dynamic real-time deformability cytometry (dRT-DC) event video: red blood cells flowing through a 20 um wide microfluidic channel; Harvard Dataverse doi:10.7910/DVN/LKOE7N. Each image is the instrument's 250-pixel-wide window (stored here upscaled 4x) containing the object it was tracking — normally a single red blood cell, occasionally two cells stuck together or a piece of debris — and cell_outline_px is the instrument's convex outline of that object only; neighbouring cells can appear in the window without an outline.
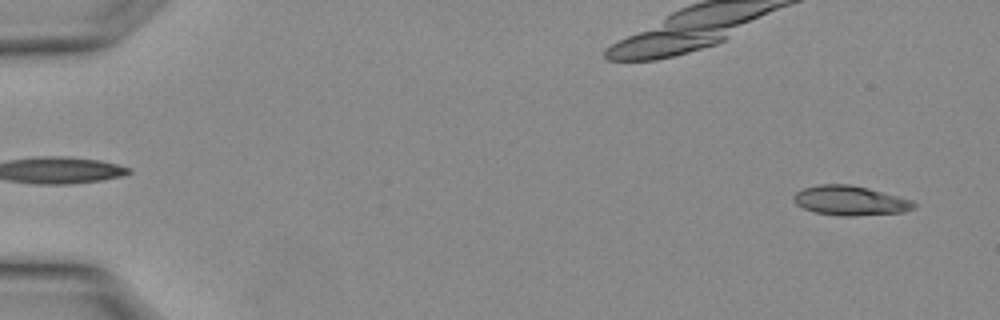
{"species": "Egyptian fruit bat (a non-hibernating species)", "species_latin": "Rousettus aegyptiacus", "temperature_condition": "warm", "stored_images_in_passage": 15, "camera_frame_rate_fps": 3000, "um_per_image_px": 0.085, "animal": {"sex": "female"}, "frame": {"image": 1, "passage_image": 1, "time_ms": 0.0, "image_size_px": [1000, 320], "cell_outline_px": [[916, 208], [904, 212], [856, 216], [840, 216], [816, 212], [804, 208], [796, 204], [792, 200], [792, 196], [796, 192], [804, 188], [820, 184], [848, 184], [912, 200], [916, 204]], "centroid_in_image_um": [72.24, 17.06], "position_along_channel_um": 12.8, "area_um2": 20.52}}
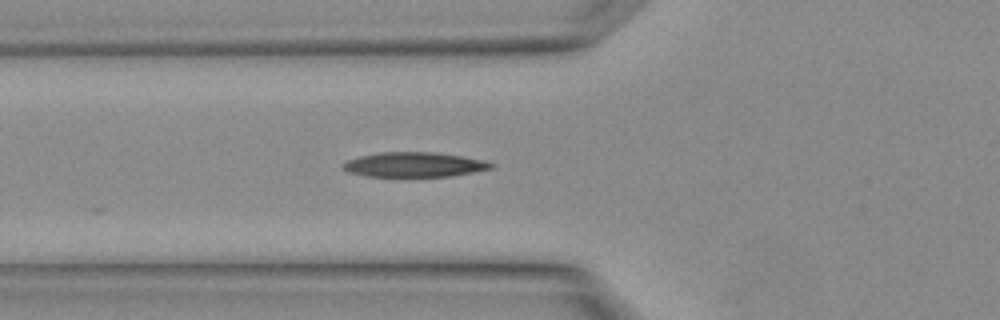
{"frame": {"image": 2, "passage_image": 11, "time_ms": 3.333, "image_size_px": [1000, 320], "cell_outline_px": [[492, 168], [452, 176], [368, 176], [348, 172], [344, 168], [344, 164], [348, 160], [360, 156], [380, 152], [432, 152], [460, 156], [484, 160], [492, 164]], "centroid_in_image_um": [35.2, 13.99], "position_along_channel_um": 90.6, "area_um2": 20.92}}
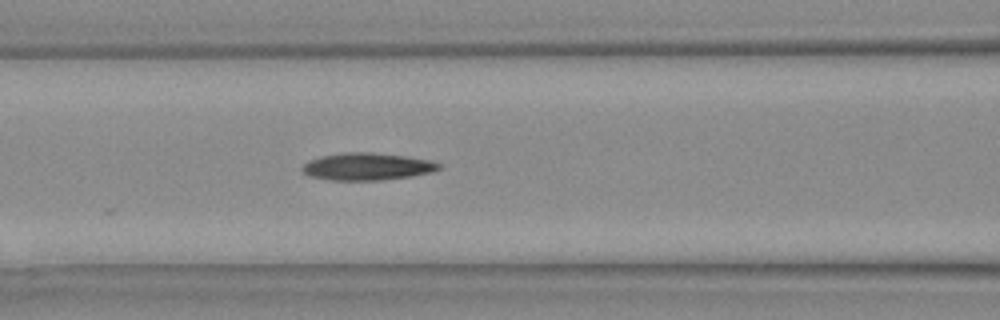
{"frame": {"image": 3, "passage_image": 13, "time_ms": 4.0, "image_size_px": [1000, 320], "cell_outline_px": [[440, 168], [428, 172], [408, 176], [376, 180], [332, 180], [308, 176], [300, 172], [300, 168], [304, 164], [320, 156], [344, 152], [368, 152], [404, 156], [428, 160], [440, 164]], "centroid_in_image_um": [31.1, 14.15], "position_along_channel_um": 135.5, "area_um2": 21.33}}